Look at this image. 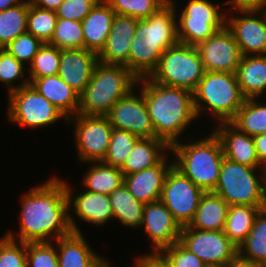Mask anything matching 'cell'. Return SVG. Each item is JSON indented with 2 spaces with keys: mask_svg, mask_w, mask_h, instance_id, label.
I'll return each mask as SVG.
<instances>
[{
  "mask_svg": "<svg viewBox=\"0 0 266 267\" xmlns=\"http://www.w3.org/2000/svg\"><path fill=\"white\" fill-rule=\"evenodd\" d=\"M61 49L49 43H44L32 62L27 66L29 78H42L58 74Z\"/></svg>",
  "mask_w": 266,
  "mask_h": 267,
  "instance_id": "cell-37",
  "label": "cell"
},
{
  "mask_svg": "<svg viewBox=\"0 0 266 267\" xmlns=\"http://www.w3.org/2000/svg\"><path fill=\"white\" fill-rule=\"evenodd\" d=\"M109 198L113 219H118V222L124 227H131L133 230L139 229L142 224L145 204L136 200L124 184L109 194Z\"/></svg>",
  "mask_w": 266,
  "mask_h": 267,
  "instance_id": "cell-30",
  "label": "cell"
},
{
  "mask_svg": "<svg viewBox=\"0 0 266 267\" xmlns=\"http://www.w3.org/2000/svg\"><path fill=\"white\" fill-rule=\"evenodd\" d=\"M204 193L173 165L166 175L160 200L184 227L193 220Z\"/></svg>",
  "mask_w": 266,
  "mask_h": 267,
  "instance_id": "cell-13",
  "label": "cell"
},
{
  "mask_svg": "<svg viewBox=\"0 0 266 267\" xmlns=\"http://www.w3.org/2000/svg\"><path fill=\"white\" fill-rule=\"evenodd\" d=\"M132 267H171L169 262L160 252H149L135 257Z\"/></svg>",
  "mask_w": 266,
  "mask_h": 267,
  "instance_id": "cell-46",
  "label": "cell"
},
{
  "mask_svg": "<svg viewBox=\"0 0 266 267\" xmlns=\"http://www.w3.org/2000/svg\"><path fill=\"white\" fill-rule=\"evenodd\" d=\"M138 19L116 14L106 44L98 54L104 64L124 65L129 70V53Z\"/></svg>",
  "mask_w": 266,
  "mask_h": 267,
  "instance_id": "cell-20",
  "label": "cell"
},
{
  "mask_svg": "<svg viewBox=\"0 0 266 267\" xmlns=\"http://www.w3.org/2000/svg\"><path fill=\"white\" fill-rule=\"evenodd\" d=\"M190 137L170 147L174 166L204 192H213L224 159L223 148L213 131L203 139Z\"/></svg>",
  "mask_w": 266,
  "mask_h": 267,
  "instance_id": "cell-4",
  "label": "cell"
},
{
  "mask_svg": "<svg viewBox=\"0 0 266 267\" xmlns=\"http://www.w3.org/2000/svg\"><path fill=\"white\" fill-rule=\"evenodd\" d=\"M43 44L40 39L34 37L29 32H25L11 41L4 49L18 61L30 64Z\"/></svg>",
  "mask_w": 266,
  "mask_h": 267,
  "instance_id": "cell-42",
  "label": "cell"
},
{
  "mask_svg": "<svg viewBox=\"0 0 266 267\" xmlns=\"http://www.w3.org/2000/svg\"><path fill=\"white\" fill-rule=\"evenodd\" d=\"M138 139L139 137L126 130L113 127L107 154L102 162L121 168Z\"/></svg>",
  "mask_w": 266,
  "mask_h": 267,
  "instance_id": "cell-36",
  "label": "cell"
},
{
  "mask_svg": "<svg viewBox=\"0 0 266 267\" xmlns=\"http://www.w3.org/2000/svg\"><path fill=\"white\" fill-rule=\"evenodd\" d=\"M97 267H112V263L107 261L106 258H105Z\"/></svg>",
  "mask_w": 266,
  "mask_h": 267,
  "instance_id": "cell-52",
  "label": "cell"
},
{
  "mask_svg": "<svg viewBox=\"0 0 266 267\" xmlns=\"http://www.w3.org/2000/svg\"><path fill=\"white\" fill-rule=\"evenodd\" d=\"M82 233L72 231L55 240L59 267H97L105 258L96 253Z\"/></svg>",
  "mask_w": 266,
  "mask_h": 267,
  "instance_id": "cell-23",
  "label": "cell"
},
{
  "mask_svg": "<svg viewBox=\"0 0 266 267\" xmlns=\"http://www.w3.org/2000/svg\"><path fill=\"white\" fill-rule=\"evenodd\" d=\"M144 95L145 104L151 118L156 138L169 147L183 140V132L197 118L193 93L187 89L169 87L152 81L149 77L140 78L136 89Z\"/></svg>",
  "mask_w": 266,
  "mask_h": 267,
  "instance_id": "cell-2",
  "label": "cell"
},
{
  "mask_svg": "<svg viewBox=\"0 0 266 267\" xmlns=\"http://www.w3.org/2000/svg\"><path fill=\"white\" fill-rule=\"evenodd\" d=\"M213 193L223 198L229 206H266V169L249 167L224 157Z\"/></svg>",
  "mask_w": 266,
  "mask_h": 267,
  "instance_id": "cell-7",
  "label": "cell"
},
{
  "mask_svg": "<svg viewBox=\"0 0 266 267\" xmlns=\"http://www.w3.org/2000/svg\"><path fill=\"white\" fill-rule=\"evenodd\" d=\"M170 147L158 138H139L124 165L120 168L123 175L133 174L156 165Z\"/></svg>",
  "mask_w": 266,
  "mask_h": 267,
  "instance_id": "cell-27",
  "label": "cell"
},
{
  "mask_svg": "<svg viewBox=\"0 0 266 267\" xmlns=\"http://www.w3.org/2000/svg\"><path fill=\"white\" fill-rule=\"evenodd\" d=\"M66 123L75 126L74 143L79 162L86 164L103 161L113 129L108 117L76 114L67 118Z\"/></svg>",
  "mask_w": 266,
  "mask_h": 267,
  "instance_id": "cell-11",
  "label": "cell"
},
{
  "mask_svg": "<svg viewBox=\"0 0 266 267\" xmlns=\"http://www.w3.org/2000/svg\"><path fill=\"white\" fill-rule=\"evenodd\" d=\"M115 14L146 19L168 0H106Z\"/></svg>",
  "mask_w": 266,
  "mask_h": 267,
  "instance_id": "cell-40",
  "label": "cell"
},
{
  "mask_svg": "<svg viewBox=\"0 0 266 267\" xmlns=\"http://www.w3.org/2000/svg\"><path fill=\"white\" fill-rule=\"evenodd\" d=\"M260 165L266 169V133L253 137Z\"/></svg>",
  "mask_w": 266,
  "mask_h": 267,
  "instance_id": "cell-48",
  "label": "cell"
},
{
  "mask_svg": "<svg viewBox=\"0 0 266 267\" xmlns=\"http://www.w3.org/2000/svg\"><path fill=\"white\" fill-rule=\"evenodd\" d=\"M228 8L266 10V0H227Z\"/></svg>",
  "mask_w": 266,
  "mask_h": 267,
  "instance_id": "cell-47",
  "label": "cell"
},
{
  "mask_svg": "<svg viewBox=\"0 0 266 267\" xmlns=\"http://www.w3.org/2000/svg\"><path fill=\"white\" fill-rule=\"evenodd\" d=\"M26 260L27 267H59L56 243H26Z\"/></svg>",
  "mask_w": 266,
  "mask_h": 267,
  "instance_id": "cell-41",
  "label": "cell"
},
{
  "mask_svg": "<svg viewBox=\"0 0 266 267\" xmlns=\"http://www.w3.org/2000/svg\"><path fill=\"white\" fill-rule=\"evenodd\" d=\"M57 19L58 17L55 11L36 7L29 1L27 32L40 39L43 43H49L51 41Z\"/></svg>",
  "mask_w": 266,
  "mask_h": 267,
  "instance_id": "cell-35",
  "label": "cell"
},
{
  "mask_svg": "<svg viewBox=\"0 0 266 267\" xmlns=\"http://www.w3.org/2000/svg\"><path fill=\"white\" fill-rule=\"evenodd\" d=\"M238 256L266 264V207L260 210L249 235L239 245Z\"/></svg>",
  "mask_w": 266,
  "mask_h": 267,
  "instance_id": "cell-33",
  "label": "cell"
},
{
  "mask_svg": "<svg viewBox=\"0 0 266 267\" xmlns=\"http://www.w3.org/2000/svg\"><path fill=\"white\" fill-rule=\"evenodd\" d=\"M235 75L245 99L261 98L266 91V55L242 56Z\"/></svg>",
  "mask_w": 266,
  "mask_h": 267,
  "instance_id": "cell-26",
  "label": "cell"
},
{
  "mask_svg": "<svg viewBox=\"0 0 266 267\" xmlns=\"http://www.w3.org/2000/svg\"><path fill=\"white\" fill-rule=\"evenodd\" d=\"M49 44L63 49L84 48L81 22L58 18L53 37Z\"/></svg>",
  "mask_w": 266,
  "mask_h": 267,
  "instance_id": "cell-39",
  "label": "cell"
},
{
  "mask_svg": "<svg viewBox=\"0 0 266 267\" xmlns=\"http://www.w3.org/2000/svg\"><path fill=\"white\" fill-rule=\"evenodd\" d=\"M196 47L205 71L210 72L235 74L243 56L235 38L226 26Z\"/></svg>",
  "mask_w": 266,
  "mask_h": 267,
  "instance_id": "cell-17",
  "label": "cell"
},
{
  "mask_svg": "<svg viewBox=\"0 0 266 267\" xmlns=\"http://www.w3.org/2000/svg\"><path fill=\"white\" fill-rule=\"evenodd\" d=\"M140 228L153 249L151 252H160L162 249L179 242L182 227L174 219L172 213L161 200L146 203L143 208V219Z\"/></svg>",
  "mask_w": 266,
  "mask_h": 267,
  "instance_id": "cell-18",
  "label": "cell"
},
{
  "mask_svg": "<svg viewBox=\"0 0 266 267\" xmlns=\"http://www.w3.org/2000/svg\"><path fill=\"white\" fill-rule=\"evenodd\" d=\"M99 0H64L55 11L58 18L81 22Z\"/></svg>",
  "mask_w": 266,
  "mask_h": 267,
  "instance_id": "cell-45",
  "label": "cell"
},
{
  "mask_svg": "<svg viewBox=\"0 0 266 267\" xmlns=\"http://www.w3.org/2000/svg\"><path fill=\"white\" fill-rule=\"evenodd\" d=\"M30 3L42 9L56 11L64 0H29Z\"/></svg>",
  "mask_w": 266,
  "mask_h": 267,
  "instance_id": "cell-49",
  "label": "cell"
},
{
  "mask_svg": "<svg viewBox=\"0 0 266 267\" xmlns=\"http://www.w3.org/2000/svg\"><path fill=\"white\" fill-rule=\"evenodd\" d=\"M88 170L83 174L82 187L87 191L101 194H111L124 184V175L120 168L100 162H88Z\"/></svg>",
  "mask_w": 266,
  "mask_h": 267,
  "instance_id": "cell-29",
  "label": "cell"
},
{
  "mask_svg": "<svg viewBox=\"0 0 266 267\" xmlns=\"http://www.w3.org/2000/svg\"><path fill=\"white\" fill-rule=\"evenodd\" d=\"M65 187L69 200V212L73 211L72 214L69 213V223L72 231L82 233L83 230L81 229L80 231L76 218H79L82 223L88 222V224L95 225L96 227H102V225L108 224L113 219L109 195L93 193L87 190H81V192L76 190V193L73 186L67 180H65ZM73 214L76 215V218Z\"/></svg>",
  "mask_w": 266,
  "mask_h": 267,
  "instance_id": "cell-16",
  "label": "cell"
},
{
  "mask_svg": "<svg viewBox=\"0 0 266 267\" xmlns=\"http://www.w3.org/2000/svg\"><path fill=\"white\" fill-rule=\"evenodd\" d=\"M174 5L178 42L197 46L207 40L226 25V11L221 9L227 1L215 3L210 0H188L179 10L177 1L169 0ZM225 2V3H224ZM178 8V9H177ZM179 10V11H178ZM221 11V12H220Z\"/></svg>",
  "mask_w": 266,
  "mask_h": 267,
  "instance_id": "cell-8",
  "label": "cell"
},
{
  "mask_svg": "<svg viewBox=\"0 0 266 267\" xmlns=\"http://www.w3.org/2000/svg\"><path fill=\"white\" fill-rule=\"evenodd\" d=\"M204 73L197 47L178 42L164 51L149 78L159 84L187 89L193 93Z\"/></svg>",
  "mask_w": 266,
  "mask_h": 267,
  "instance_id": "cell-9",
  "label": "cell"
},
{
  "mask_svg": "<svg viewBox=\"0 0 266 267\" xmlns=\"http://www.w3.org/2000/svg\"><path fill=\"white\" fill-rule=\"evenodd\" d=\"M29 0L0 11V48L16 39L20 34L27 32V18Z\"/></svg>",
  "mask_w": 266,
  "mask_h": 267,
  "instance_id": "cell-34",
  "label": "cell"
},
{
  "mask_svg": "<svg viewBox=\"0 0 266 267\" xmlns=\"http://www.w3.org/2000/svg\"><path fill=\"white\" fill-rule=\"evenodd\" d=\"M170 157L167 153L156 165L124 176V185L136 200L144 204L160 200L166 175L174 165Z\"/></svg>",
  "mask_w": 266,
  "mask_h": 267,
  "instance_id": "cell-19",
  "label": "cell"
},
{
  "mask_svg": "<svg viewBox=\"0 0 266 267\" xmlns=\"http://www.w3.org/2000/svg\"><path fill=\"white\" fill-rule=\"evenodd\" d=\"M193 98L197 119L208 113L217 123L230 122L245 100L234 73L210 71H205Z\"/></svg>",
  "mask_w": 266,
  "mask_h": 267,
  "instance_id": "cell-6",
  "label": "cell"
},
{
  "mask_svg": "<svg viewBox=\"0 0 266 267\" xmlns=\"http://www.w3.org/2000/svg\"><path fill=\"white\" fill-rule=\"evenodd\" d=\"M225 26L243 56L266 55V10L229 8Z\"/></svg>",
  "mask_w": 266,
  "mask_h": 267,
  "instance_id": "cell-14",
  "label": "cell"
},
{
  "mask_svg": "<svg viewBox=\"0 0 266 267\" xmlns=\"http://www.w3.org/2000/svg\"><path fill=\"white\" fill-rule=\"evenodd\" d=\"M21 197L19 233L8 230L6 236L24 243L50 242L72 232L65 179L51 176Z\"/></svg>",
  "mask_w": 266,
  "mask_h": 267,
  "instance_id": "cell-1",
  "label": "cell"
},
{
  "mask_svg": "<svg viewBox=\"0 0 266 267\" xmlns=\"http://www.w3.org/2000/svg\"><path fill=\"white\" fill-rule=\"evenodd\" d=\"M22 1L23 0H0V11L13 7Z\"/></svg>",
  "mask_w": 266,
  "mask_h": 267,
  "instance_id": "cell-51",
  "label": "cell"
},
{
  "mask_svg": "<svg viewBox=\"0 0 266 267\" xmlns=\"http://www.w3.org/2000/svg\"><path fill=\"white\" fill-rule=\"evenodd\" d=\"M229 267H266L265 263L253 262L237 256Z\"/></svg>",
  "mask_w": 266,
  "mask_h": 267,
  "instance_id": "cell-50",
  "label": "cell"
},
{
  "mask_svg": "<svg viewBox=\"0 0 266 267\" xmlns=\"http://www.w3.org/2000/svg\"><path fill=\"white\" fill-rule=\"evenodd\" d=\"M179 242L208 267H229L238 256V247L222 231L182 227Z\"/></svg>",
  "mask_w": 266,
  "mask_h": 267,
  "instance_id": "cell-12",
  "label": "cell"
},
{
  "mask_svg": "<svg viewBox=\"0 0 266 267\" xmlns=\"http://www.w3.org/2000/svg\"><path fill=\"white\" fill-rule=\"evenodd\" d=\"M0 267H27L26 243L3 235L0 239Z\"/></svg>",
  "mask_w": 266,
  "mask_h": 267,
  "instance_id": "cell-43",
  "label": "cell"
},
{
  "mask_svg": "<svg viewBox=\"0 0 266 267\" xmlns=\"http://www.w3.org/2000/svg\"><path fill=\"white\" fill-rule=\"evenodd\" d=\"M266 206L232 205L229 206L223 232L237 246L249 235L255 218Z\"/></svg>",
  "mask_w": 266,
  "mask_h": 267,
  "instance_id": "cell-31",
  "label": "cell"
},
{
  "mask_svg": "<svg viewBox=\"0 0 266 267\" xmlns=\"http://www.w3.org/2000/svg\"><path fill=\"white\" fill-rule=\"evenodd\" d=\"M26 65L18 61L4 48H0V82L7 87V94L21 87L30 84L29 77L26 76ZM26 70V72H25ZM21 80L20 84H16Z\"/></svg>",
  "mask_w": 266,
  "mask_h": 267,
  "instance_id": "cell-38",
  "label": "cell"
},
{
  "mask_svg": "<svg viewBox=\"0 0 266 267\" xmlns=\"http://www.w3.org/2000/svg\"><path fill=\"white\" fill-rule=\"evenodd\" d=\"M176 18L168 0L153 15L138 20L129 53V71L137 79L149 77L164 51L178 43Z\"/></svg>",
  "mask_w": 266,
  "mask_h": 267,
  "instance_id": "cell-3",
  "label": "cell"
},
{
  "mask_svg": "<svg viewBox=\"0 0 266 267\" xmlns=\"http://www.w3.org/2000/svg\"><path fill=\"white\" fill-rule=\"evenodd\" d=\"M30 84L67 118L78 113L79 93L58 74L42 78H29Z\"/></svg>",
  "mask_w": 266,
  "mask_h": 267,
  "instance_id": "cell-25",
  "label": "cell"
},
{
  "mask_svg": "<svg viewBox=\"0 0 266 267\" xmlns=\"http://www.w3.org/2000/svg\"><path fill=\"white\" fill-rule=\"evenodd\" d=\"M106 116L114 128L126 130L139 138H156L144 95L135 88L119 99Z\"/></svg>",
  "mask_w": 266,
  "mask_h": 267,
  "instance_id": "cell-15",
  "label": "cell"
},
{
  "mask_svg": "<svg viewBox=\"0 0 266 267\" xmlns=\"http://www.w3.org/2000/svg\"><path fill=\"white\" fill-rule=\"evenodd\" d=\"M213 132L219 138L224 157L249 167H262L257 157L253 137L240 131L231 122H220Z\"/></svg>",
  "mask_w": 266,
  "mask_h": 267,
  "instance_id": "cell-22",
  "label": "cell"
},
{
  "mask_svg": "<svg viewBox=\"0 0 266 267\" xmlns=\"http://www.w3.org/2000/svg\"><path fill=\"white\" fill-rule=\"evenodd\" d=\"M98 54L84 48L61 50L58 75L79 94L89 83Z\"/></svg>",
  "mask_w": 266,
  "mask_h": 267,
  "instance_id": "cell-21",
  "label": "cell"
},
{
  "mask_svg": "<svg viewBox=\"0 0 266 267\" xmlns=\"http://www.w3.org/2000/svg\"><path fill=\"white\" fill-rule=\"evenodd\" d=\"M138 79L124 66L98 62L79 94L78 115L106 116L112 106L136 87Z\"/></svg>",
  "mask_w": 266,
  "mask_h": 267,
  "instance_id": "cell-5",
  "label": "cell"
},
{
  "mask_svg": "<svg viewBox=\"0 0 266 267\" xmlns=\"http://www.w3.org/2000/svg\"><path fill=\"white\" fill-rule=\"evenodd\" d=\"M259 99L261 98L245 99L236 116L230 121L251 137L266 133V103L262 100L259 102Z\"/></svg>",
  "mask_w": 266,
  "mask_h": 267,
  "instance_id": "cell-32",
  "label": "cell"
},
{
  "mask_svg": "<svg viewBox=\"0 0 266 267\" xmlns=\"http://www.w3.org/2000/svg\"><path fill=\"white\" fill-rule=\"evenodd\" d=\"M7 103V120L15 126L38 130L67 117L31 84L10 92Z\"/></svg>",
  "mask_w": 266,
  "mask_h": 267,
  "instance_id": "cell-10",
  "label": "cell"
},
{
  "mask_svg": "<svg viewBox=\"0 0 266 267\" xmlns=\"http://www.w3.org/2000/svg\"><path fill=\"white\" fill-rule=\"evenodd\" d=\"M229 204L213 192H205L199 202L189 227L197 230L222 231L225 226Z\"/></svg>",
  "mask_w": 266,
  "mask_h": 267,
  "instance_id": "cell-28",
  "label": "cell"
},
{
  "mask_svg": "<svg viewBox=\"0 0 266 267\" xmlns=\"http://www.w3.org/2000/svg\"><path fill=\"white\" fill-rule=\"evenodd\" d=\"M160 253L166 258L171 267H208L180 242L162 249Z\"/></svg>",
  "mask_w": 266,
  "mask_h": 267,
  "instance_id": "cell-44",
  "label": "cell"
},
{
  "mask_svg": "<svg viewBox=\"0 0 266 267\" xmlns=\"http://www.w3.org/2000/svg\"><path fill=\"white\" fill-rule=\"evenodd\" d=\"M114 11L106 0H99L90 13L81 21L84 35V49L99 54L106 44Z\"/></svg>",
  "mask_w": 266,
  "mask_h": 267,
  "instance_id": "cell-24",
  "label": "cell"
}]
</instances>
